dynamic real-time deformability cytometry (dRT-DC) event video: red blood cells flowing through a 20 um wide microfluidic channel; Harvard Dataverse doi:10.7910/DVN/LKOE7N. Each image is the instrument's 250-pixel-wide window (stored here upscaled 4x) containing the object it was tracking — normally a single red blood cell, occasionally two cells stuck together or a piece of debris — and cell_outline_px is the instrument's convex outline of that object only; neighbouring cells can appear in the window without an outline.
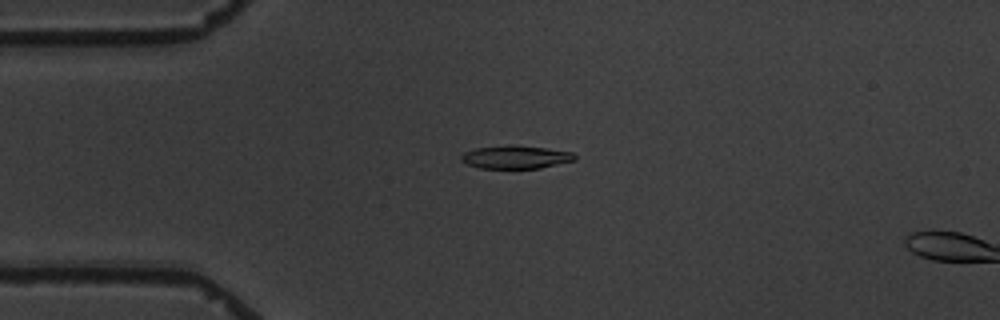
{"species": "common noctule bat (a hibernating species)", "species_latin": "Nyctalus noctula", "temperature_condition": "warm", "stored_images_in_passage": 4, "camera_frame_rate_fps": 3000, "um_per_image_px": 0.085, "animal": {"sex": "male", "body_mass_g": 19.5, "forearm_length_mm": 54.6}, "frame": {"image": 1, "passage_image": 3, "time_ms": 2.333, "image_size_px": [1000, 320], "cell_outline_px": [[576, 160], [540, 168], [480, 168], [468, 164], [460, 160], [460, 156], [464, 152], [476, 148], [544, 148], [572, 152], [576, 156]], "centroid_in_image_um": [43.85, 13.41], "position_along_channel_um": 41.2, "area_um2": 14.28}}